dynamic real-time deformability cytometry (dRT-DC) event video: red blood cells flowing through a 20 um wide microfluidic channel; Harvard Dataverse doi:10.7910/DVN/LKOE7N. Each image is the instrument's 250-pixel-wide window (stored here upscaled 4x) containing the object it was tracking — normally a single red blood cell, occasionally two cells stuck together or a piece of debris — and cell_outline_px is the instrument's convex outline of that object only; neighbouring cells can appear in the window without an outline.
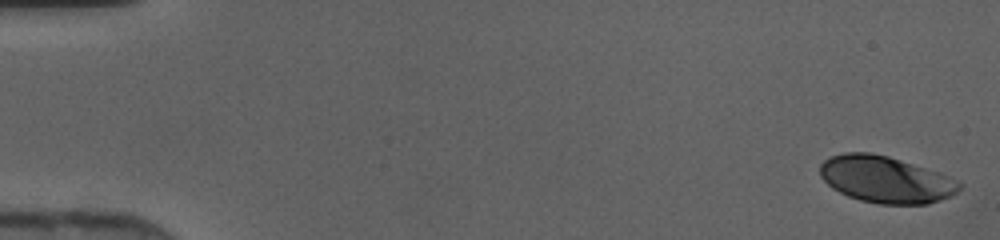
{"species": "human", "species_latin": "Homo sapiens", "temperature_condition": "cold", "stored_images_in_passage": 46, "camera_frame_rate_fps": 3000, "um_per_image_px": 0.085, "donor": {"sex": "female"}, "frame": {"image": 1, "passage_image": 1, "time_ms": 0.0, "image_size_px": [1000, 240], "cell_outline_px": [[964, 184], [952, 196], [928, 204], [880, 204], [860, 200], [848, 196], [832, 188], [820, 176], [820, 164], [824, 160], [832, 156], [844, 152], [868, 152], [888, 156], [940, 172]], "centroid_in_image_um": [75.3, 15.25], "position_along_channel_um": 9.7, "area_um2": 37.97}}
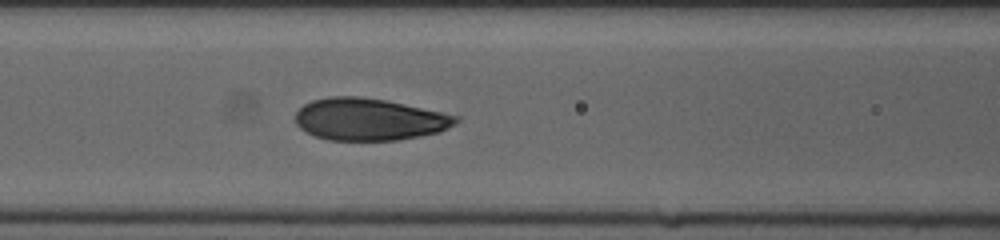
{"frame": {"image": 2, "passage_image": 20, "time_ms": 6.333, "image_size_px": [1000, 240], "cell_outline_px": [[460, 120], [456, 124], [440, 132], [420, 136], [396, 140], [328, 140], [316, 136], [300, 128], [296, 124], [296, 112], [304, 104], [312, 100], [328, 96], [360, 96], [384, 100], [404, 104], [460, 116]], "centroid_in_image_um": [31.4, 10.14], "position_along_channel_um": 135.2, "area_um2": 39.36}}
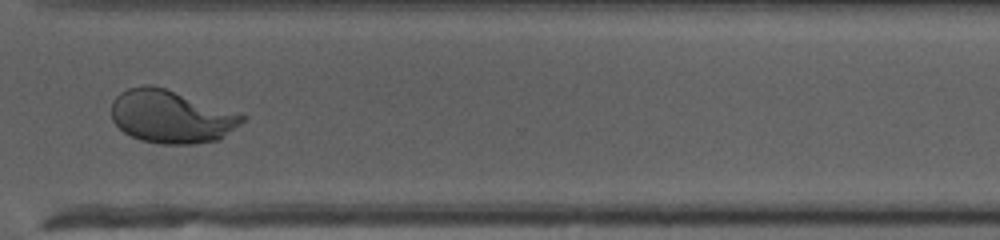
{"frame": {"image": 3, "passage_image": 35, "time_ms": 11.333, "image_size_px": [1000, 240], "cell_outline_px": [[248, 116], [240, 124], [220, 140], [192, 144], [160, 144], [140, 140], [124, 132], [112, 120], [112, 100], [120, 92], [128, 88], [144, 84], [152, 84], [244, 112]], "centroid_in_image_um": [14.62, 9.89], "position_along_channel_um": 356.0, "area_um2": 41.21}}